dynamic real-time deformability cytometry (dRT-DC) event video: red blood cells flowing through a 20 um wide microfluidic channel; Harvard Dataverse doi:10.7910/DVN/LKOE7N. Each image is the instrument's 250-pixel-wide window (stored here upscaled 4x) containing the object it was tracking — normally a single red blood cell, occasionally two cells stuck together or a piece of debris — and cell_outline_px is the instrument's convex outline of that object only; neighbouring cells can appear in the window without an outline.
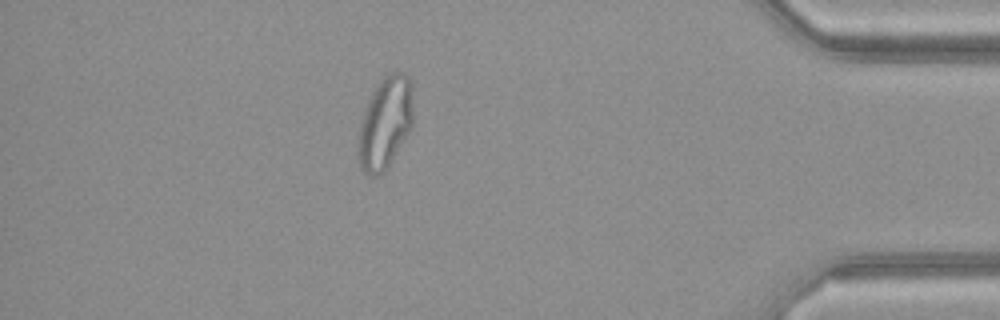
{"species": "common noctule bat (a hibernating species)", "species_latin": "Nyctalus noctula", "temperature_condition": "warm", "stored_images_in_passage": 44, "camera_frame_rate_fps": 3000, "um_per_image_px": 0.085, "animal": {"sex": "female", "body_mass_g": 21.9}, "frame": {"image": 1, "passage_image": 38, "time_ms": 12.333, "image_size_px": [1000, 320], "cell_outline_px": [[412, 124], [408, 132], [388, 168], [384, 172], [376, 176], [372, 176], [364, 172], [360, 168], [356, 160], [356, 140], [360, 120], [364, 108], [376, 84], [384, 76], [392, 72], [404, 72], [412, 80]], "centroid_in_image_um": [32.68, 10.47], "position_along_channel_um": 402.5, "area_um2": 30.23}, "authors_computed_cell_mechanics": {"area_um2": 27.4261, "velocity_mm_per_s": 4.1878, "shape_relaxation_time_tau1_ms": null, "shape_relaxation_time_tau2_ms": 1.2796, "deformation_change_tau1": null, "deformation_change_tau2": 0.0868}}